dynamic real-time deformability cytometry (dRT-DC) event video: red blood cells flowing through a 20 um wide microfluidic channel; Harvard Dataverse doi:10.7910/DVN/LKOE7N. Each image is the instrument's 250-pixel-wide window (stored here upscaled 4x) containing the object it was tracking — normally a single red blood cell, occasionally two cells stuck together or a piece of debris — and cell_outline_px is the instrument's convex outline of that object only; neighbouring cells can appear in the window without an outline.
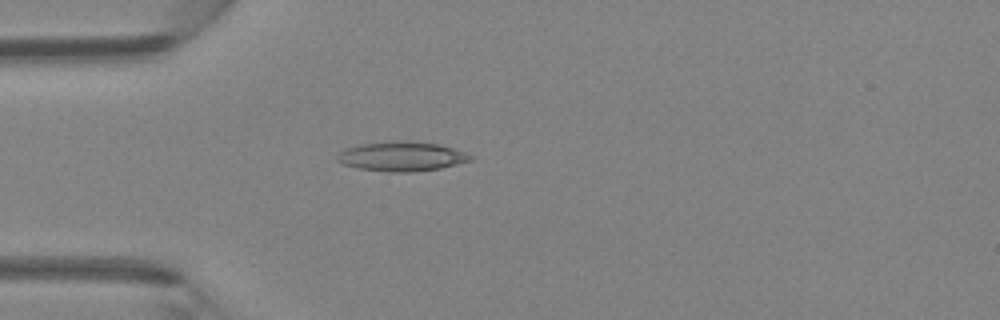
{"species": "Egyptian fruit bat (a non-hibernating species)", "species_latin": "Rousettus aegyptiacus", "temperature_condition": "room temperature", "stored_images_in_passage": 33, "camera_frame_rate_fps": 3000, "um_per_image_px": 0.085, "animal": {"sex": "female"}, "frame": {"image": 1, "passage_image": 1, "time_ms": 0.0, "image_size_px": [1000, 320], "cell_outline_px": [[476, 156], [472, 160], [440, 168], [412, 172], [388, 172], [356, 168], [344, 164], [336, 160], [336, 156], [340, 152], [348, 148], [360, 144], [392, 140], [408, 140], [440, 144]], "centroid_in_image_um": [34.15, 13.28], "position_along_channel_um": 50.8, "area_um2": 23.12}}
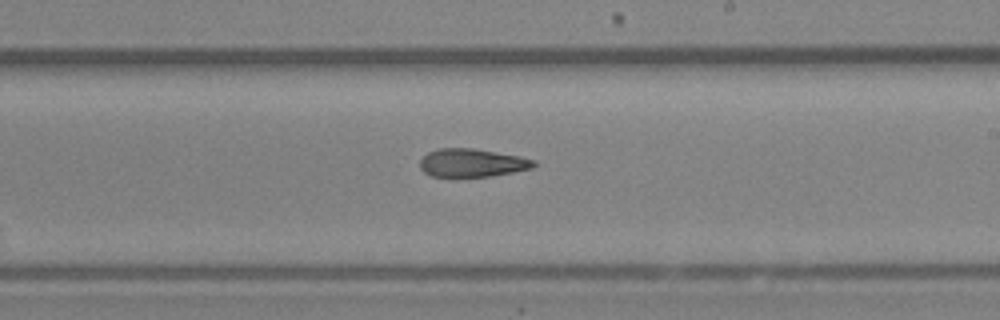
{"frame": {"image": 2, "passage_image": 15, "time_ms": 4.667, "image_size_px": [1000, 320], "cell_outline_px": [[536, 164], [532, 168], [492, 176], [432, 176], [424, 172], [420, 168], [420, 160], [428, 152], [440, 148], [472, 148], [520, 156], [536, 160]], "centroid_in_image_um": [40.13, 13.83], "position_along_channel_um": 248.9, "area_um2": 18.55}}
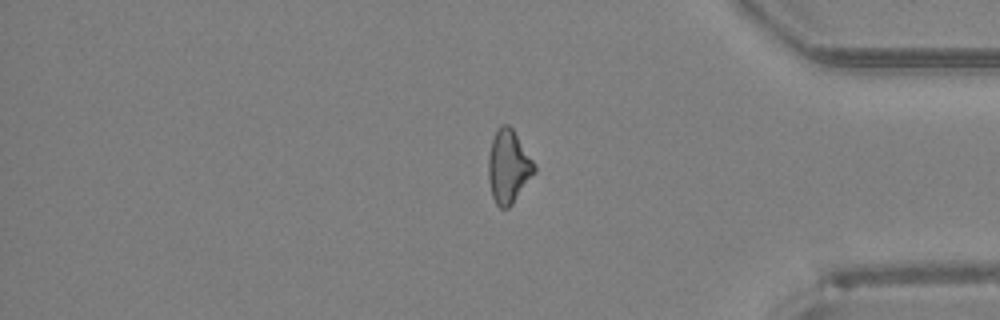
{"frame": {"image": 3, "passage_image": 26, "time_ms": 8.333, "image_size_px": [1000, 320], "cell_outline_px": [[536, 172], [512, 204], [508, 208], [500, 208], [496, 204], [492, 196], [488, 180], [488, 156], [492, 140], [500, 124], [508, 124], [512, 128], [536, 164]], "centroid_in_image_um": [43.22, 14.17], "position_along_channel_um": 392.0, "area_um2": 19.71}}